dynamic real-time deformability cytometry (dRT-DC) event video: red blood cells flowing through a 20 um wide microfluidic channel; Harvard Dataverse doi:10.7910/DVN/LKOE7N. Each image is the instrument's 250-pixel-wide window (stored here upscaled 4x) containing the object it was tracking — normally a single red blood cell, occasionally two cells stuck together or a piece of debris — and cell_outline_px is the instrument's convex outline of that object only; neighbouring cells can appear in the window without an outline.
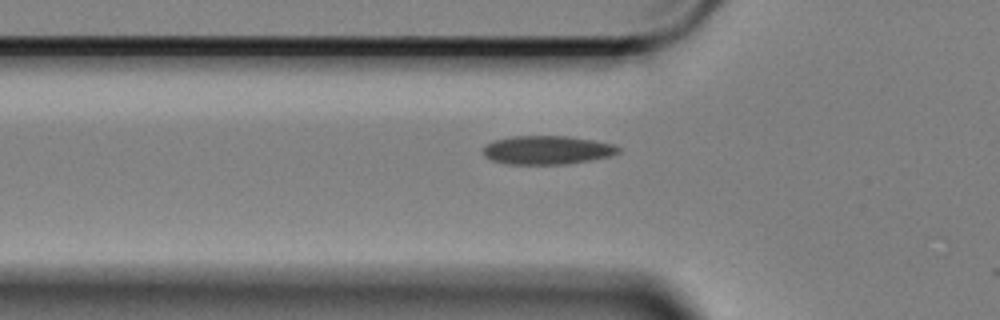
{"species": "Egyptian fruit bat (a non-hibernating species)", "species_latin": "Rousettus aegyptiacus", "temperature_condition": "cold", "stored_images_in_passage": 3, "camera_frame_rate_fps": 3000, "um_per_image_px": 0.085, "animal": {"sex": "female"}, "frame": {"image": 1, "passage_image": 2, "time_ms": 0.333, "image_size_px": [1000, 320], "cell_outline_px": [[620, 152], [608, 156], [592, 160], [564, 164], [504, 164], [492, 160], [484, 156], [484, 148], [492, 140], [512, 136], [568, 136], [592, 140], [612, 144], [620, 148]], "centroid_in_image_um": [46.48, 12.75], "position_along_channel_um": 79.3, "area_um2": 22.48}}